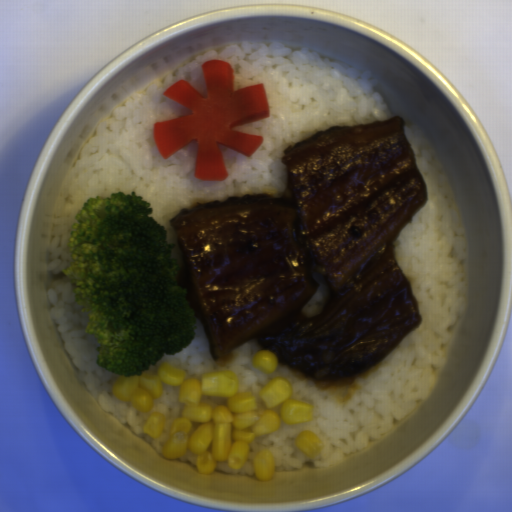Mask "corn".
I'll return each instance as SVG.
<instances>
[{
	"mask_svg": "<svg viewBox=\"0 0 512 512\" xmlns=\"http://www.w3.org/2000/svg\"><path fill=\"white\" fill-rule=\"evenodd\" d=\"M238 384L231 371L189 378L165 362L137 376L120 374L113 382L112 395L117 402L146 412L161 395L163 385L177 387L182 411L172 421L161 453L171 459L192 452L198 473L208 475L218 463L243 468L255 437L276 431L282 424H302L314 418L311 403L293 399L288 379L277 377L259 395L239 392Z\"/></svg>",
	"mask_w": 512,
	"mask_h": 512,
	"instance_id": "51d56268",
	"label": "corn"
},
{
	"mask_svg": "<svg viewBox=\"0 0 512 512\" xmlns=\"http://www.w3.org/2000/svg\"><path fill=\"white\" fill-rule=\"evenodd\" d=\"M295 445L297 449L311 458H317L320 456L324 447L321 438L308 430L298 433Z\"/></svg>",
	"mask_w": 512,
	"mask_h": 512,
	"instance_id": "f1292c28",
	"label": "corn"
},
{
	"mask_svg": "<svg viewBox=\"0 0 512 512\" xmlns=\"http://www.w3.org/2000/svg\"><path fill=\"white\" fill-rule=\"evenodd\" d=\"M275 459L268 449L256 452L253 458L255 477L258 480L269 481L273 477Z\"/></svg>",
	"mask_w": 512,
	"mask_h": 512,
	"instance_id": "5cfa1b94",
	"label": "corn"
},
{
	"mask_svg": "<svg viewBox=\"0 0 512 512\" xmlns=\"http://www.w3.org/2000/svg\"><path fill=\"white\" fill-rule=\"evenodd\" d=\"M279 358L268 350H260L251 356L252 365L262 373L273 372L278 365Z\"/></svg>",
	"mask_w": 512,
	"mask_h": 512,
	"instance_id": "cfcad685",
	"label": "corn"
},
{
	"mask_svg": "<svg viewBox=\"0 0 512 512\" xmlns=\"http://www.w3.org/2000/svg\"><path fill=\"white\" fill-rule=\"evenodd\" d=\"M166 422L167 419L165 415L158 412H152L149 414L143 426V432L148 434L149 437L157 439L164 432Z\"/></svg>",
	"mask_w": 512,
	"mask_h": 512,
	"instance_id": "2b8c4276",
	"label": "corn"
}]
</instances>
